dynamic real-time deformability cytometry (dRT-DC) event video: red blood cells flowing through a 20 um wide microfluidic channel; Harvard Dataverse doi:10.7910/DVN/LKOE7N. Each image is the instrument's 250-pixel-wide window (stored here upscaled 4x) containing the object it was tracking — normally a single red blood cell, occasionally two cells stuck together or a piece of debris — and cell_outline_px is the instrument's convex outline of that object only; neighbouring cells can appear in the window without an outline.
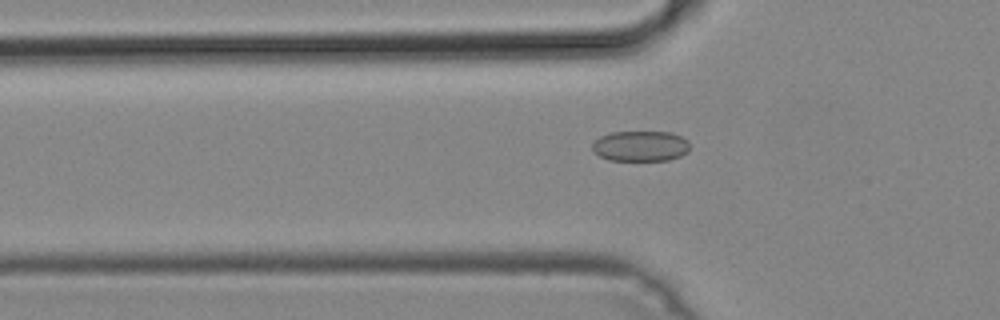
{"species": "common noctule bat (a hibernating species)", "species_latin": "Nyctalus noctula", "temperature_condition": "cold", "stored_images_in_passage": 21, "camera_frame_rate_fps": 3000, "um_per_image_px": 0.085, "animal": {"sex": "male", "body_mass_g": 19.2, "forearm_length_mm": 51.8}, "frame": {"image": 1, "passage_image": 7, "time_ms": 2.0, "image_size_px": [1000, 320], "cell_outline_px": [[688, 152], [680, 156], [668, 160], [608, 160], [592, 152], [592, 144], [600, 136], [612, 132], [672, 132], [688, 140]], "centroid_in_image_um": [54.43, 12.41], "position_along_channel_um": 71.4, "area_um2": 17.34}}
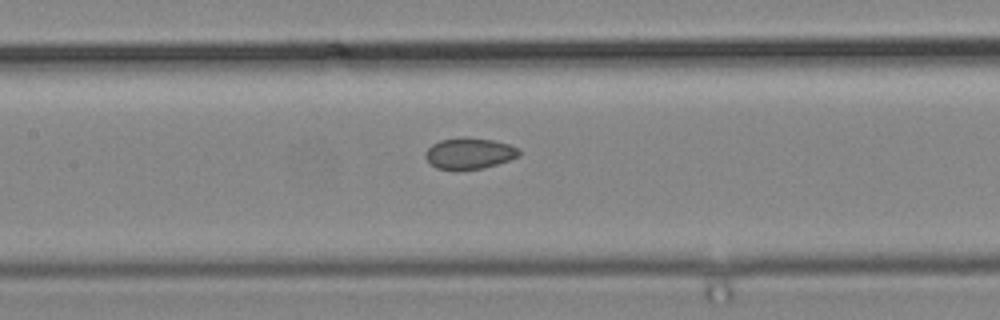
{"frame": {"image": 2, "passage_image": 14, "time_ms": 4.333, "image_size_px": [1000, 320], "cell_outline_px": [[520, 156], [484, 168], [436, 168], [424, 156], [424, 152], [432, 144], [440, 140], [460, 136], [464, 136], [492, 140], [508, 144], [520, 148]], "centroid_in_image_um": [39.9, 13.0], "position_along_channel_um": 167.5, "area_um2": 16.82}}
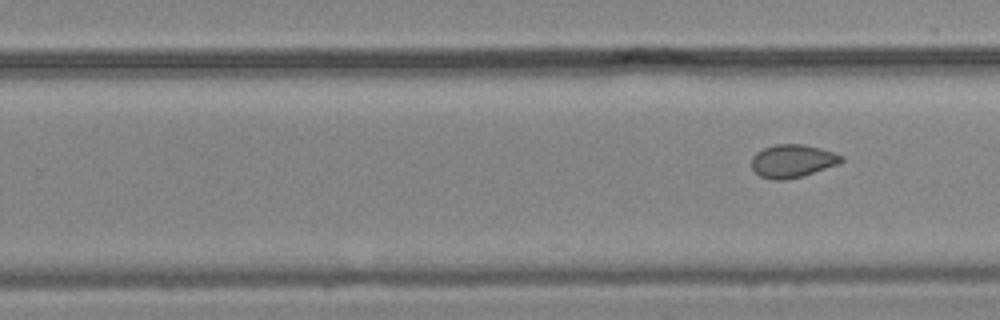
{"frame": {"image": 3, "passage_image": 21, "time_ms": 6.667, "image_size_px": [1000, 320], "cell_outline_px": [[844, 160], [836, 164], [800, 176], [784, 180], [772, 180], [760, 176], [752, 168], [752, 156], [756, 152], [764, 148], [776, 144], [804, 144], [820, 148], [844, 156]], "centroid_in_image_um": [67.32, 13.67], "position_along_channel_um": 262.5, "area_um2": 16.99}}